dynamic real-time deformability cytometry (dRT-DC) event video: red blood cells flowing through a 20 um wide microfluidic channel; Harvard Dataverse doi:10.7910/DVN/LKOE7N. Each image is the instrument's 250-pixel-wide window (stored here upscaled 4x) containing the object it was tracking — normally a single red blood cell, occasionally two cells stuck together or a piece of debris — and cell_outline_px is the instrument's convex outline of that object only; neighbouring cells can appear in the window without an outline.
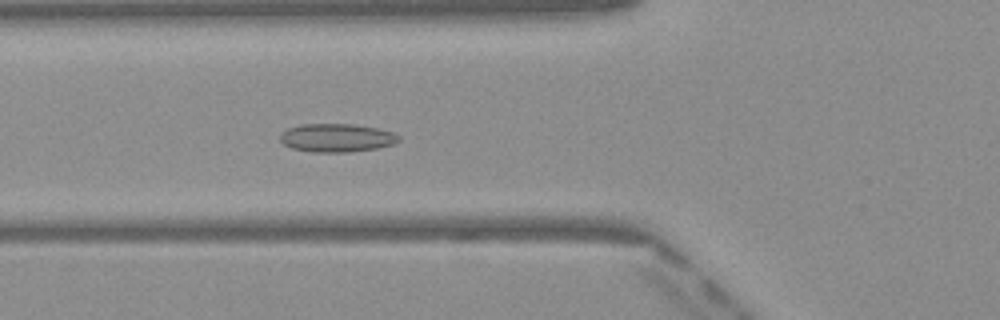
{"species": "Egyptian fruit bat (a non-hibernating species)", "species_latin": "Rousettus aegyptiacus", "temperature_condition": "warm", "stored_images_in_passage": 49, "camera_frame_rate_fps": 3000, "um_per_image_px": 0.085, "frame": {"image": 1, "passage_image": 18, "time_ms": 5.667, "image_size_px": [1000, 320], "cell_outline_px": [[400, 140], [392, 144], [376, 148], [348, 152], [312, 152], [292, 148], [284, 144], [280, 140], [280, 132], [288, 128], [300, 124], [352, 124], [376, 128], [392, 132], [400, 136]], "centroid_in_image_um": [28.58, 11.71], "position_along_channel_um": 97.2, "area_um2": 19.54}}
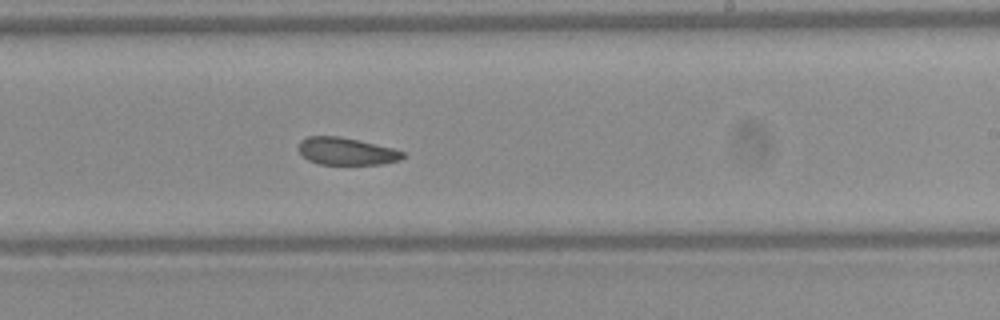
{"frame": {"image": 2, "passage_image": 30, "time_ms": 9.667, "image_size_px": [1000, 320], "cell_outline_px": [[404, 156], [400, 160], [384, 164], [320, 164], [308, 160], [300, 152], [300, 140], [308, 136], [340, 136], [392, 148], [404, 152]], "centroid_in_image_um": [29.45, 12.86], "position_along_channel_um": 259.5, "area_um2": 16.42}}
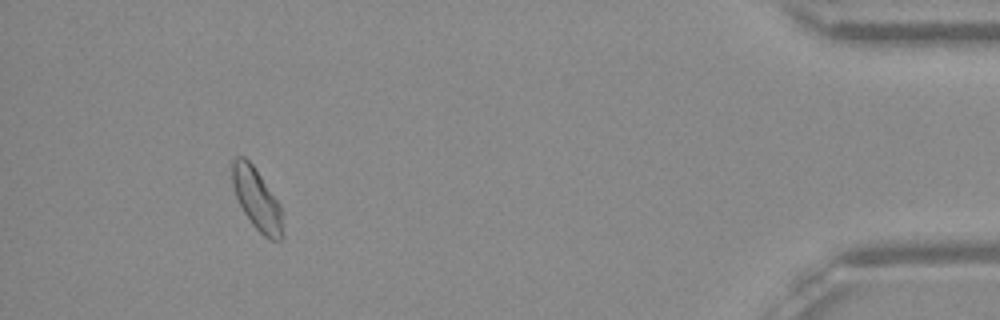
{"frame": {"image": 3, "passage_image": 46, "time_ms": 15.0, "image_size_px": [1000, 320], "cell_outline_px": [[284, 240], [268, 240], [252, 224], [244, 212], [236, 196], [232, 184], [232, 160], [236, 156], [244, 156], [252, 164], [280, 204], [284, 236]], "centroid_in_image_um": [21.84, 16.96], "position_along_channel_um": 413.4, "area_um2": 18.03}, "authors_computed_cell_mechanics": {"area_um2": 18.0336, "velocity_mm_per_s": 4.0462, "shape_relaxation_time_tau1_ms": null, "shape_relaxation_time_tau2_ms": 2.8638, "deformation_change_tau1": null, "deformation_change_tau2": 0.0794}}